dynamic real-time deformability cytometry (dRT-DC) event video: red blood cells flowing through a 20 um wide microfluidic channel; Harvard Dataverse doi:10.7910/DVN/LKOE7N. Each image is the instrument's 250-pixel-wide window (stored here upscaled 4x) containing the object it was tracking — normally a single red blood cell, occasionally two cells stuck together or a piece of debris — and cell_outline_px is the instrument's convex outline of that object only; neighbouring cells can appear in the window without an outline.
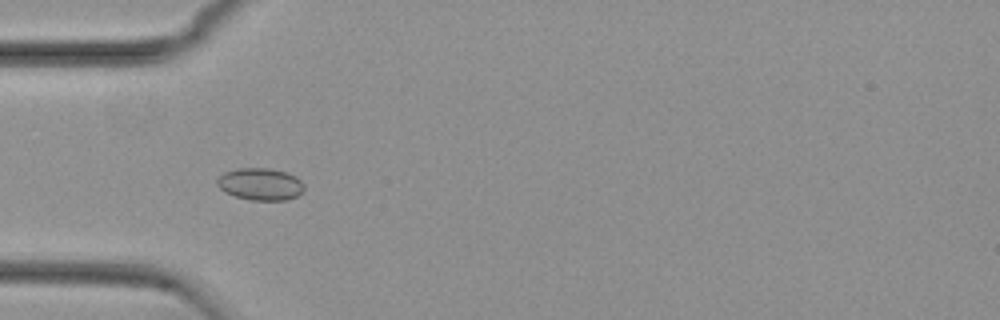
{"species": "common noctule bat (a hibernating species)", "species_latin": "Nyctalus noctula", "temperature_condition": "cold", "stored_images_in_passage": 56, "camera_frame_rate_fps": 3000, "um_per_image_px": 0.085, "animal": {"sex": "female", "body_mass_g": 29.2, "forearm_length_mm": 56.3}, "frame": {"image": 1, "passage_image": 18, "time_ms": 5.667, "image_size_px": [1000, 320], "cell_outline_px": [[304, 192], [296, 196], [284, 200], [252, 200], [236, 196], [224, 192], [216, 184], [216, 176], [224, 172], [236, 168], [272, 168], [288, 172], [296, 176], [304, 184]], "centroid_in_image_um": [22.12, 15.63], "position_along_channel_um": 62.9, "area_um2": 16.59}}
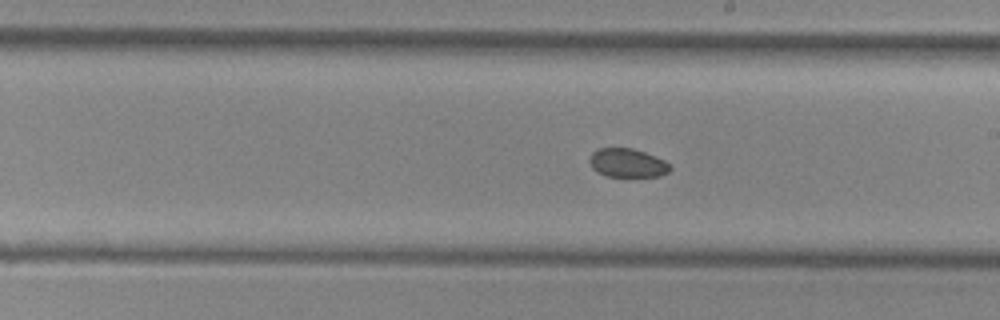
{"frame": {"image": 2, "passage_image": 32, "time_ms": 10.333, "image_size_px": [1000, 320], "cell_outline_px": [[672, 168], [668, 172], [660, 176], [608, 176], [596, 172], [592, 168], [588, 160], [592, 152], [596, 148], [632, 148], [644, 152], [664, 160], [672, 164]], "centroid_in_image_um": [53.32, 13.84], "position_along_channel_um": 235.7, "area_um2": 13.58}}
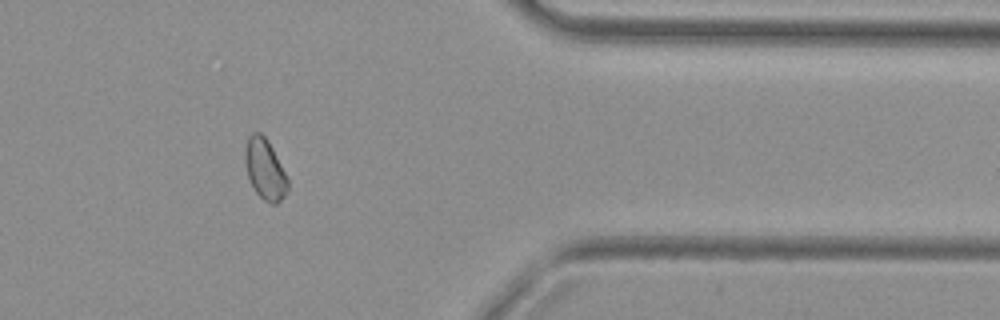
{"frame": {"image": 3, "passage_image": 46, "time_ms": 15.0, "image_size_px": [1000, 320], "cell_outline_px": [[288, 188], [284, 196], [276, 204], [272, 204], [264, 200], [256, 192], [248, 176], [244, 160], [244, 148], [248, 136], [252, 132], [260, 132], [268, 140], [288, 180]], "centroid_in_image_um": [22.49, 14.36], "position_along_channel_um": 388.9, "area_um2": 14.91}, "authors_computed_cell_mechanics": {"area_um2": 15.2014, "velocity_mm_per_s": 3.7353, "shape_relaxation_time_tau1_ms": null, "shape_relaxation_time_tau2_ms": 6.0342, "deformation_change_tau1": null, "deformation_change_tau2": 0.0522}}